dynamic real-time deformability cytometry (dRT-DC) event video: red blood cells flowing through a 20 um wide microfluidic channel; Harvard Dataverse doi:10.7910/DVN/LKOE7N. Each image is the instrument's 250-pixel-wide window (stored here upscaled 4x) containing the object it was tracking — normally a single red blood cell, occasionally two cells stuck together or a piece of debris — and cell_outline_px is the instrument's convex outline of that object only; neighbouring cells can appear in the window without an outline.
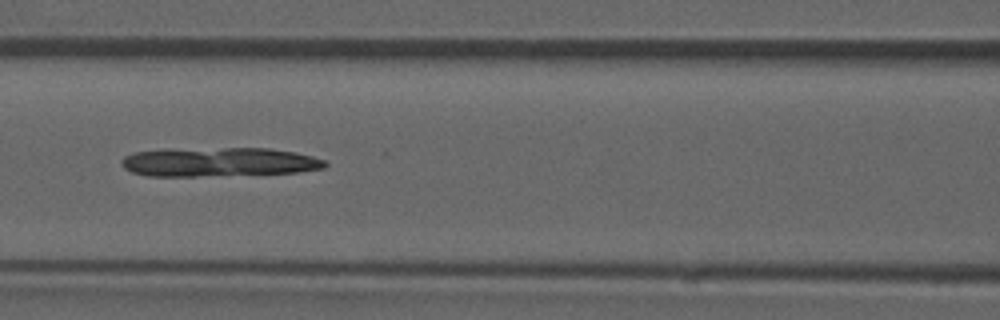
{"species": "common noctule bat (a hibernating species)", "species_latin": "Nyctalus noctula", "temperature_condition": "room temperature", "stored_images_in_passage": 51, "camera_frame_rate_fps": 3000, "um_per_image_px": 0.085, "animal": {"sex": "male", "forearm_length_mm": 52.5}, "frame": {"image": 1, "passage_image": 22, "time_ms": 7.0, "image_size_px": [1000, 320], "cell_outline_px": [[328, 164], [324, 168], [300, 172], [196, 176], [148, 176], [132, 172], [124, 168], [120, 164], [120, 160], [124, 156], [136, 152], [224, 148], [268, 148], [296, 152], [312, 156], [324, 160]], "centroid_in_image_um": [18.66, 13.78], "position_along_channel_um": 147.9, "area_um2": 33.93}}